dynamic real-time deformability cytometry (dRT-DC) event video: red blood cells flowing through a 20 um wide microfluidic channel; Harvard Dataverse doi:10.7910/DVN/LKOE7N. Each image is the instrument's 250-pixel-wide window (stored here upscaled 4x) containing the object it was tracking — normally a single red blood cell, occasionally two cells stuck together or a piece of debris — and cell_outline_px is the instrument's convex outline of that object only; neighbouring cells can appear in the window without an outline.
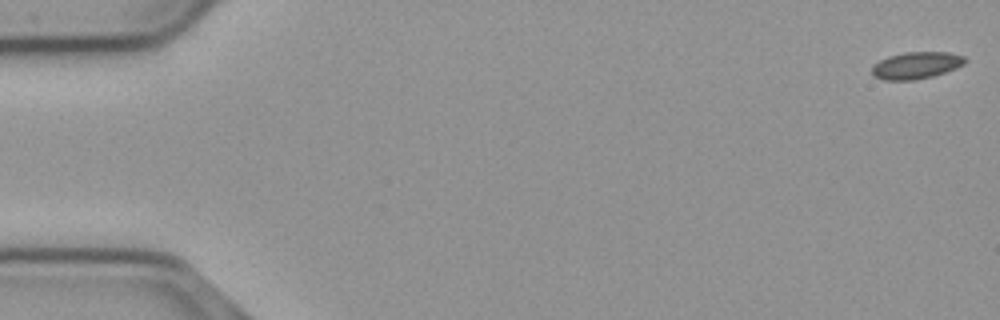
{"species": "common noctule bat (a hibernating species)", "species_latin": "Nyctalus noctula", "temperature_condition": "cold", "stored_images_in_passage": 56, "camera_frame_rate_fps": 3000, "um_per_image_px": 0.085, "animal": {"sex": "male", "body_mass_g": 23.1, "forearm_length_mm": 52.7}, "frame": {"image": 1, "passage_image": 1, "time_ms": 0.0, "image_size_px": [1000, 320], "cell_outline_px": [[968, 60], [964, 64], [956, 68], [932, 76], [912, 80], [884, 80], [876, 76], [872, 72], [872, 64], [888, 56], [904, 52], [948, 52], [964, 56]], "centroid_in_image_um": [77.89, 5.54], "position_along_channel_um": 7.1, "area_um2": 14.57}}
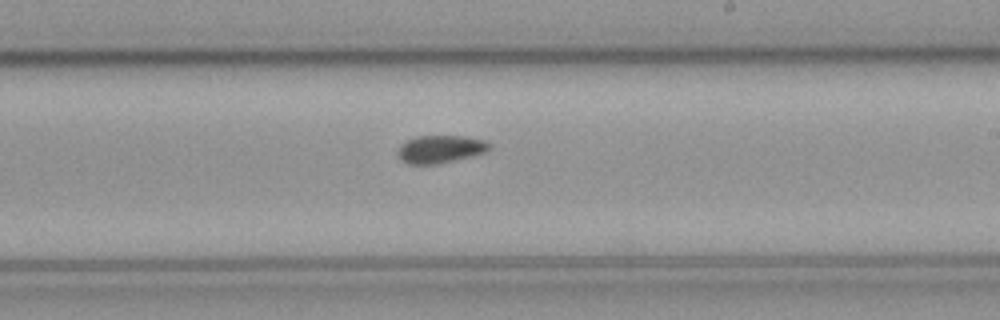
{"frame": {"image": 2, "passage_image": 33, "time_ms": 10.667, "image_size_px": [1000, 320], "cell_outline_px": [[492, 148], [484, 152], [472, 156], [436, 164], [408, 164], [400, 160], [396, 152], [400, 144], [416, 136], [464, 136], [484, 140]], "centroid_in_image_um": [37.38, 12.68], "position_along_channel_um": 251.6, "area_um2": 14.8}}
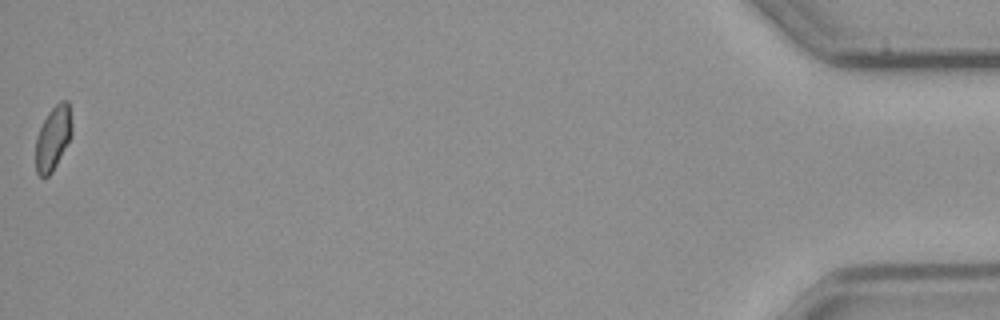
{"frame": {"image": 3, "passage_image": 56, "time_ms": 18.333, "image_size_px": [1000, 320], "cell_outline_px": [[72, 132], [52, 172], [44, 180], [36, 172], [36, 136], [48, 112], [60, 100], [68, 100], [72, 124]], "centroid_in_image_um": [4.49, 11.73], "position_along_channel_um": 430.7, "area_um2": 13.35}, "authors_computed_cell_mechanics": {"area_um2": 14.6234, "velocity_mm_per_s": 3.6938, "shape_relaxation_time_tau1_ms": null, "shape_relaxation_time_tau2_ms": 3.2318, "deformation_change_tau1": null, "deformation_change_tau2": 0.0635}}